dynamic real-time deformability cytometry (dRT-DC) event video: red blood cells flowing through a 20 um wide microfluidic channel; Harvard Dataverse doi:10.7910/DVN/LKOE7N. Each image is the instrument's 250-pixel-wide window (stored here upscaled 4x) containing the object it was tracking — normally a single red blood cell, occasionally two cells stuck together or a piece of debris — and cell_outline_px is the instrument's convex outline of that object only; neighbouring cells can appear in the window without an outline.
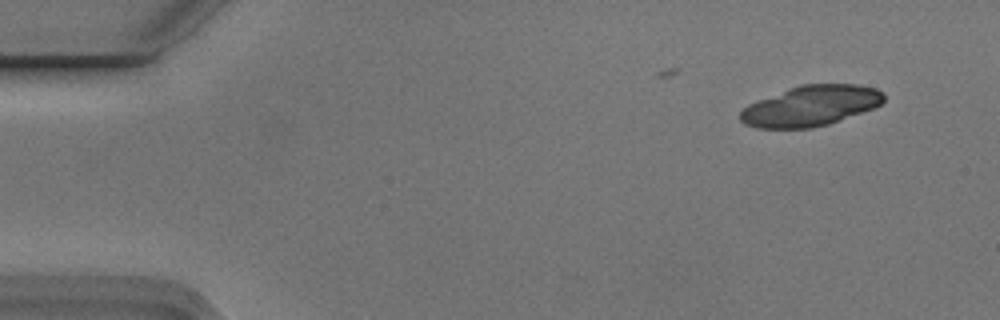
{"species": "Egyptian fruit bat (a non-hibernating species)", "species_latin": "Rousettus aegyptiacus", "temperature_condition": "cold", "stored_images_in_passage": 4, "camera_frame_rate_fps": 3000, "um_per_image_px": 0.085, "animal": {"sex": "male"}, "frame": {"image": 1, "passage_image": 1, "time_ms": 0.0, "image_size_px": [1000, 320], "cell_outline_px": [[884, 100], [880, 104], [872, 108], [828, 124], [812, 128], [756, 128], [744, 124], [740, 120], [740, 112], [748, 104], [800, 84], [856, 84], [876, 88], [884, 92]], "centroid_in_image_um": [68.9, 8.99], "position_along_channel_um": 16.1, "area_um2": 33.58}}